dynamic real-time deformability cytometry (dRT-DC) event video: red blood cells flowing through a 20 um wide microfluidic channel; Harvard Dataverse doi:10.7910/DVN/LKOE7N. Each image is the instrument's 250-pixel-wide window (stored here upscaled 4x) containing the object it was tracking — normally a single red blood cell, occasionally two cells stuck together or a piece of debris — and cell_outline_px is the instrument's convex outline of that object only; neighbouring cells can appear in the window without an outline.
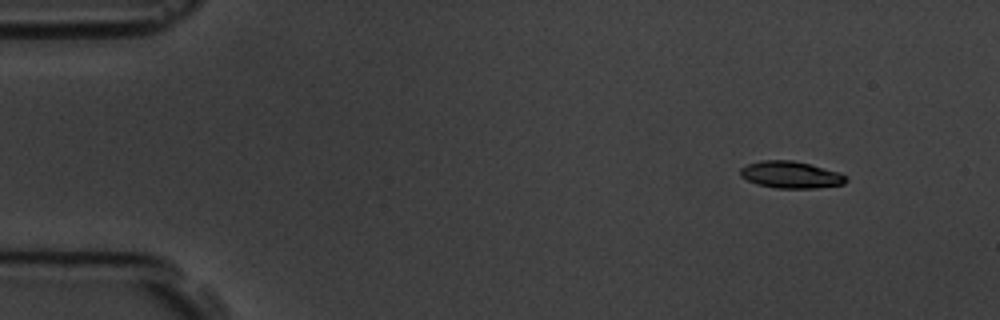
{"species": "common noctule bat (a hibernating species)", "species_latin": "Nyctalus noctula", "temperature_condition": "room temperature", "stored_images_in_passage": 5, "segment_of_instrument_passage": [1, 2], "camera_frame_rate_fps": 3000, "um_per_image_px": 0.085, "animal": {"sex": "male", "body_mass_g": 19.5, "forearm_length_mm": 54.6}, "frame": {"image": 1, "passage_image": 1, "time_ms": 0.0, "image_size_px": [1000, 320], "cell_outline_px": [[848, 180], [844, 184], [816, 188], [776, 188], [756, 184], [740, 176], [740, 168], [748, 164], [760, 160], [792, 160], [840, 172], [848, 176]], "centroid_in_image_um": [67.23, 14.86], "position_along_channel_um": 17.8, "area_um2": 16.65}}